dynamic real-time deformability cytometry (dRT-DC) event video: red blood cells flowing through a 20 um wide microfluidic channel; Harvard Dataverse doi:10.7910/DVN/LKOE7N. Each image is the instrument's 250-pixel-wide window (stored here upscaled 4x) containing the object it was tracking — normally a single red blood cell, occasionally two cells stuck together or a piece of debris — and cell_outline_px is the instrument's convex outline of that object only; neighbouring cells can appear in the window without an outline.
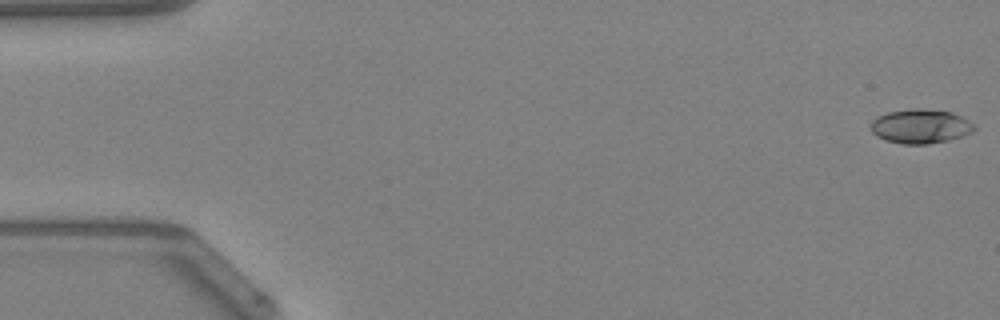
{"species": "Egyptian fruit bat (a non-hibernating species)", "species_latin": "Rousettus aegyptiacus", "temperature_condition": "warm", "stored_images_in_passage": 48, "camera_frame_rate_fps": 3000, "um_per_image_px": 0.085, "animal": {"sex": "female"}, "frame": {"image": 1, "passage_image": 1, "time_ms": 0.0, "image_size_px": [1000, 320], "cell_outline_px": [[976, 128], [972, 132], [948, 140], [928, 144], [904, 144], [888, 140], [876, 136], [872, 132], [872, 120], [888, 112], [916, 108], [920, 108], [952, 112], [968, 120]], "centroid_in_image_um": [78.25, 10.73], "position_along_channel_um": 6.7, "area_um2": 20.29}}
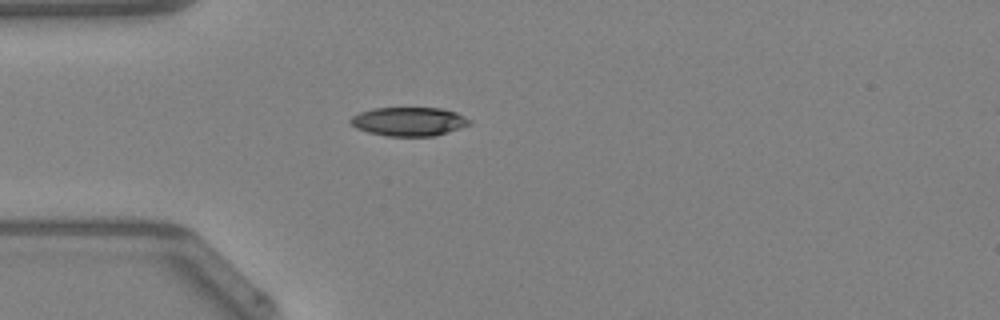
{"frame": {"image": 2, "passage_image": 14, "time_ms": 4.333, "image_size_px": [1000, 320], "cell_outline_px": [[472, 124], [460, 128], [432, 136], [388, 136], [368, 132], [356, 128], [348, 120], [352, 116], [360, 112], [376, 108], [440, 108], [456, 112], [472, 120]], "centroid_in_image_um": [34.77, 10.33], "position_along_channel_um": 50.2, "area_um2": 19.88}}
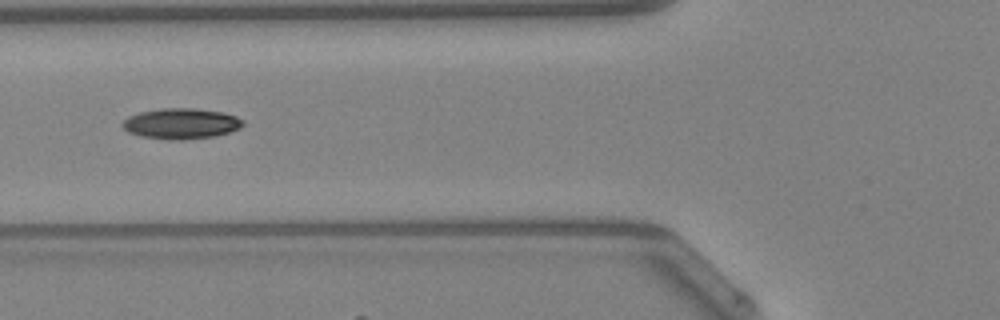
{"frame": {"image": 3, "passage_image": 19, "time_ms": 6.0, "image_size_px": [1000, 320], "cell_outline_px": [[244, 124], [240, 128], [216, 136], [184, 140], [176, 140], [140, 136], [128, 132], [120, 124], [128, 116], [140, 112], [160, 108], [196, 108], [224, 112], [236, 116], [244, 120]], "centroid_in_image_um": [15.41, 10.5], "position_along_channel_um": 110.4, "area_um2": 21.68}, "authors_computed_cell_mechanics": {"area_um2": 20.0566, "velocity_mm_per_s": 4.2816, "shape_relaxation_time_tau1_ms": 3.8726, "shape_relaxation_time_tau2_ms": null, "deformation_change_tau1": 0.13, "deformation_change_tau2": null}}